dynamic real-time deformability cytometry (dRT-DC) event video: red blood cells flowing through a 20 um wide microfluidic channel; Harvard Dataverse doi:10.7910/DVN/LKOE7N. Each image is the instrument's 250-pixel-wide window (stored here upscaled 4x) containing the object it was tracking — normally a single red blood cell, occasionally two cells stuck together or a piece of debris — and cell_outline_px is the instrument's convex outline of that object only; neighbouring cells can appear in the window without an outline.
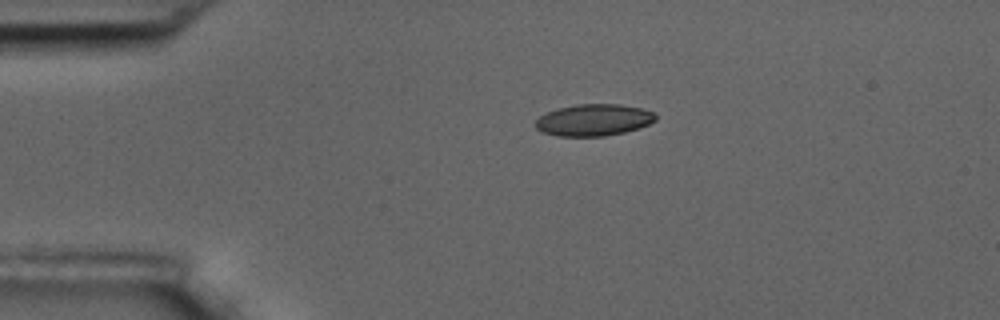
{"species": "common noctule bat (a hibernating species)", "species_latin": "Nyctalus noctula", "temperature_condition": "room temperature", "stored_images_in_passage": 3, "camera_frame_rate_fps": 3000, "um_per_image_px": 0.085, "animal": {"sex": "male", "body_mass_g": 17.5, "forearm_length_mm": 52.3}, "frame": {"image": 1, "passage_image": 1, "time_ms": 0.0, "image_size_px": [1000, 320], "cell_outline_px": [[656, 120], [640, 128], [624, 132], [604, 136], [556, 136], [540, 132], [536, 128], [536, 120], [540, 116], [556, 108], [576, 104], [620, 104], [640, 108], [652, 112], [656, 116]], "centroid_in_image_um": [50.44, 10.2], "position_along_channel_um": 34.6, "area_um2": 22.25}}
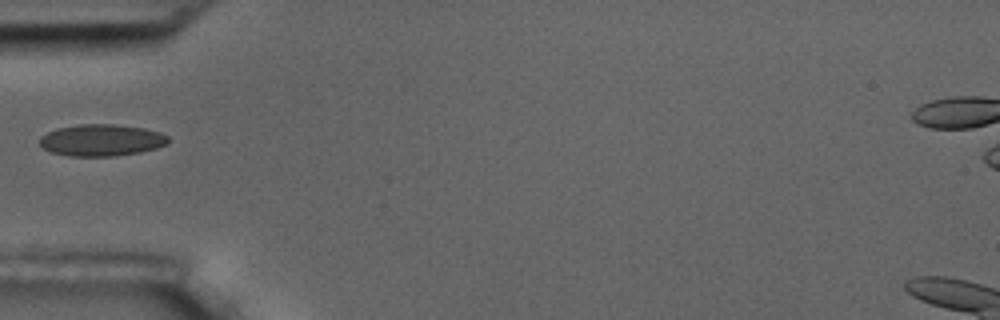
{"frame": {"image": 2, "passage_image": 3, "time_ms": 2.333, "image_size_px": [1000, 320], "cell_outline_px": [[168, 144], [156, 148], [140, 152], [112, 156], [72, 156], [52, 152], [44, 148], [40, 144], [40, 136], [56, 128], [76, 124], [116, 124], [144, 128], [160, 132], [168, 136]], "centroid_in_image_um": [8.63, 11.9], "position_along_channel_um": 76.4, "area_um2": 23.81}}